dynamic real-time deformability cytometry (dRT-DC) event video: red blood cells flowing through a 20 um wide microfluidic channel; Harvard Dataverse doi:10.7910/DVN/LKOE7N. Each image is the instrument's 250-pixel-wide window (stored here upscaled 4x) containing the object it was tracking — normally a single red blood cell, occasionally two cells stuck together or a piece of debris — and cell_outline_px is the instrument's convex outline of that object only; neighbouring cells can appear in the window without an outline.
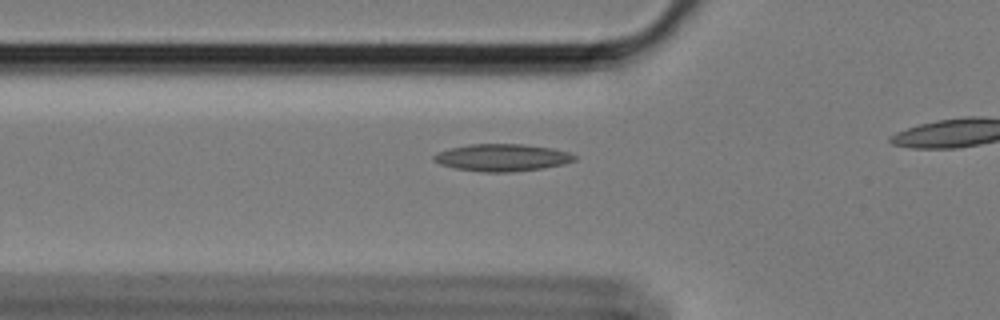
{"species": "Egyptian fruit bat (a non-hibernating species)", "species_latin": "Rousettus aegyptiacus", "temperature_condition": "cold", "stored_images_in_passage": 40, "camera_frame_rate_fps": 3000, "um_per_image_px": 0.085, "animal": {"sex": "female"}, "frame": {"image": 1, "passage_image": 12, "time_ms": 3.667, "image_size_px": [1000, 320], "cell_outline_px": [[576, 160], [564, 164], [544, 168], [512, 172], [484, 172], [452, 168], [440, 164], [432, 160], [432, 156], [436, 152], [448, 148], [468, 144], [524, 144], [552, 148], [568, 152], [576, 156]], "centroid_in_image_um": [42.64, 13.39], "position_along_channel_um": 83.2, "area_um2": 22.6}}
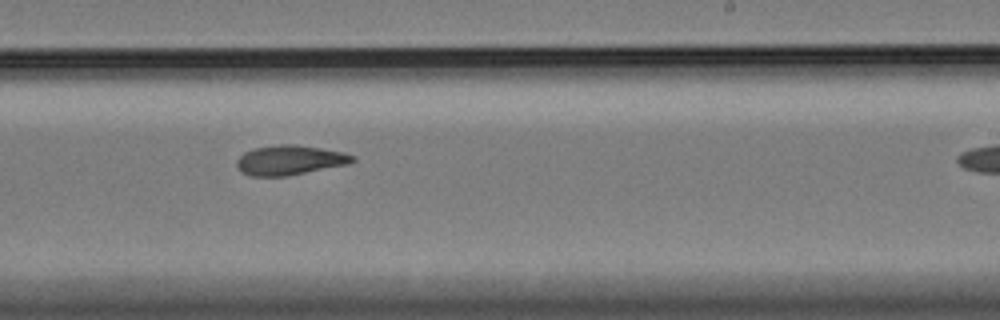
{"frame": {"image": 2, "passage_image": 28, "time_ms": 9.0, "image_size_px": [1000, 320], "cell_outline_px": [[356, 160], [348, 164], [288, 176], [252, 176], [240, 172], [236, 168], [236, 160], [244, 152], [252, 148], [280, 144], [296, 144], [344, 152], [356, 156]], "centroid_in_image_um": [24.61, 13.61], "position_along_channel_um": 264.4, "area_um2": 20.29}}
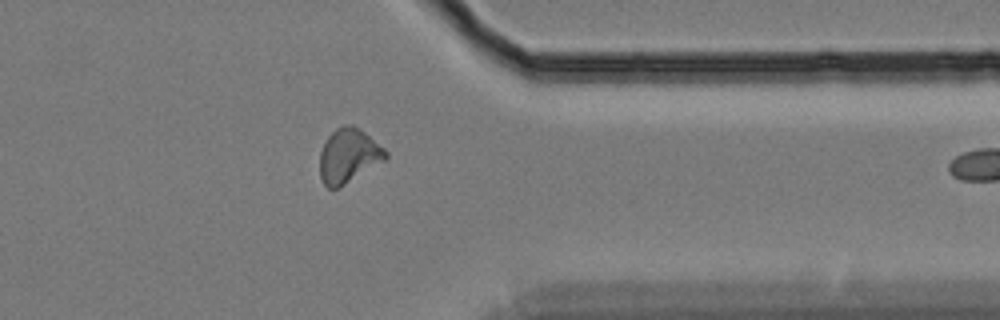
{"frame": {"image": 3, "passage_image": 39, "time_ms": 12.667, "image_size_px": [1000, 320], "cell_outline_px": [[388, 156], [384, 160], [340, 188], [328, 188], [324, 184], [320, 176], [320, 152], [328, 136], [336, 128], [344, 124], [352, 124], [360, 128], [384, 148], [388, 152]], "centroid_in_image_um": [29.62, 13.23], "position_along_channel_um": 381.8, "area_um2": 20.81}}